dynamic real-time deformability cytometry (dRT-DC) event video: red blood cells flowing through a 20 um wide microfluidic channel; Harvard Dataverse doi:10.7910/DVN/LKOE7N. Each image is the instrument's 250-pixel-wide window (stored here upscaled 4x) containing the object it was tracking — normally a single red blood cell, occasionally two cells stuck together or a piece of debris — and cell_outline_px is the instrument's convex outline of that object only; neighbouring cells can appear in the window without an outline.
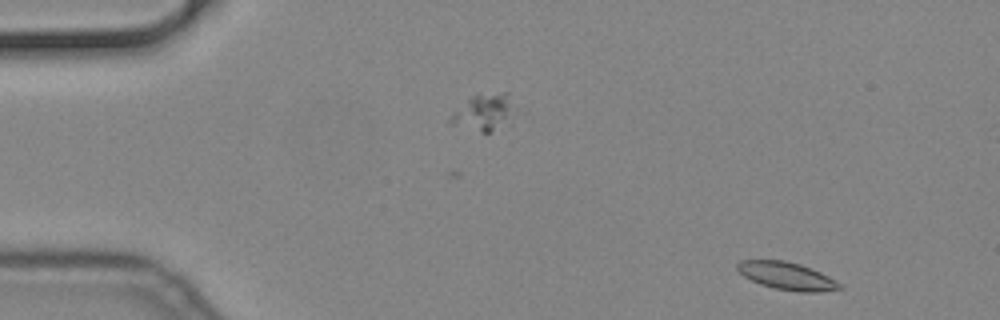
{"species": "common noctule bat (a hibernating species)", "species_latin": "Nyctalus noctula", "temperature_condition": "cold", "stored_images_in_passage": 57, "camera_frame_rate_fps": 3000, "um_per_image_px": 0.085, "animal": {"sex": "male", "body_mass_g": 19.2, "forearm_length_mm": 51.8}, "frame": {"image": 1, "passage_image": 4, "time_ms": 1.0, "image_size_px": [1000, 320], "cell_outline_px": [[844, 288], [820, 292], [800, 292], [776, 288], [760, 284], [744, 276], [736, 268], [736, 264], [740, 260], [784, 260], [800, 264], [812, 268], [836, 280]], "centroid_in_image_um": [66.9, 23.45], "position_along_channel_um": 18.1, "area_um2": 16.42}}
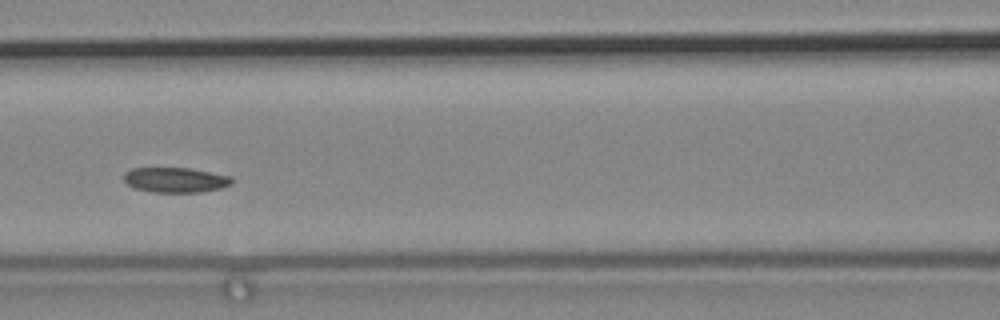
{"frame": {"image": 2, "passage_image": 24, "time_ms": 7.667, "image_size_px": [1000, 320], "cell_outline_px": [[232, 184], [220, 188], [200, 192], [152, 192], [132, 188], [124, 180], [124, 172], [132, 168], [188, 168], [232, 176]], "centroid_in_image_um": [14.89, 15.29], "position_along_channel_um": 151.7, "area_um2": 15.78}}
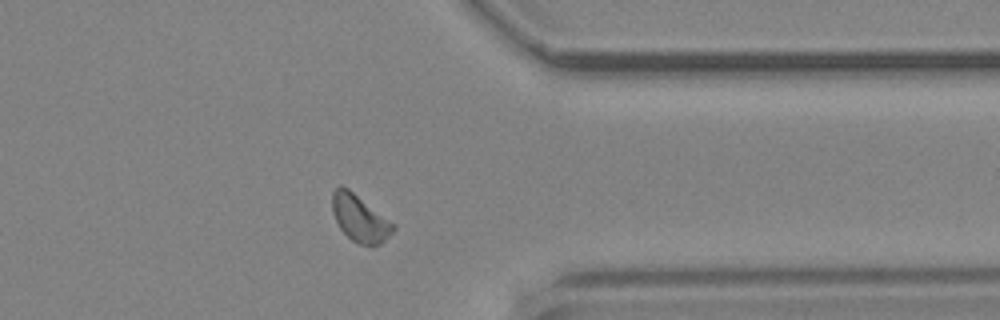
{"frame": {"image": 3, "passage_image": 44, "time_ms": 14.333, "image_size_px": [1000, 320], "cell_outline_px": [[396, 228], [380, 244], [372, 248], [356, 244], [340, 228], [332, 212], [332, 192], [340, 184], [348, 188], [396, 224]], "centroid_in_image_um": [30.6, 18.58], "position_along_channel_um": 380.8, "area_um2": 16.88}}